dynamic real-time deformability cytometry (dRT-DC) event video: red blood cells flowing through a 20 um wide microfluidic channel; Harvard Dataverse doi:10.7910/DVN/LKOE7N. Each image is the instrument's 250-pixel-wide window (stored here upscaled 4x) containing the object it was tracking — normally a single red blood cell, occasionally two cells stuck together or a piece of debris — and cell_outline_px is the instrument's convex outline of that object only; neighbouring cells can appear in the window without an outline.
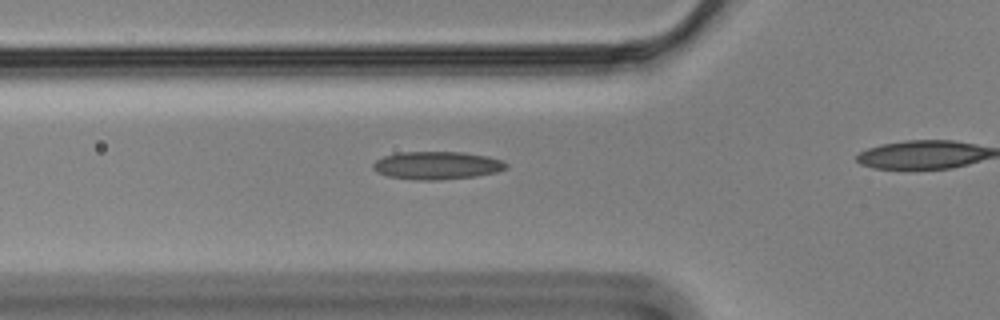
{"species": "Egyptian fruit bat (a non-hibernating species)", "species_latin": "Rousettus aegyptiacus", "temperature_condition": "cold", "stored_images_in_passage": 40, "camera_frame_rate_fps": 3000, "um_per_image_px": 0.085, "animal": {"sex": "male"}, "frame": {"image": 1, "passage_image": 14, "time_ms": 4.333, "image_size_px": [1000, 320], "cell_outline_px": [[508, 164], [504, 168], [496, 172], [476, 176], [440, 180], [416, 180], [388, 176], [376, 172], [372, 168], [372, 164], [376, 160], [384, 156], [396, 152], [464, 152], [488, 156], [504, 160]], "centroid_in_image_um": [37.12, 14.05], "position_along_channel_um": 88.7, "area_um2": 21.79}}
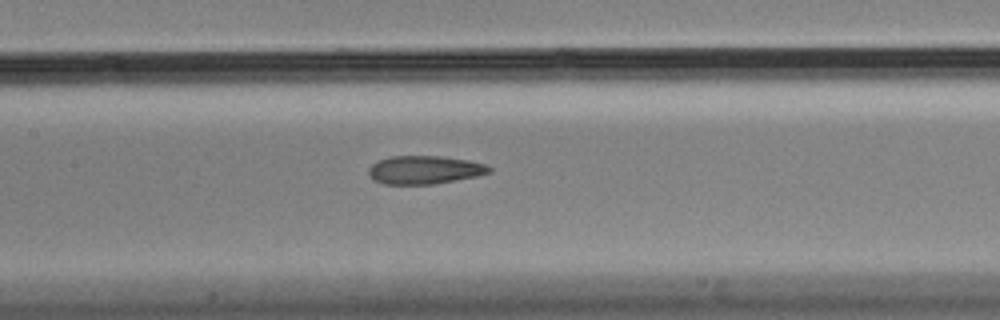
{"frame": {"image": 2, "passage_image": 21, "time_ms": 6.667, "image_size_px": [1000, 320], "cell_outline_px": [[492, 172], [476, 176], [456, 180], [432, 184], [384, 184], [372, 180], [368, 172], [368, 168], [372, 164], [380, 160], [392, 156], [440, 156], [468, 160], [484, 164], [492, 168]], "centroid_in_image_um": [36.07, 14.44], "position_along_channel_um": 171.3, "area_um2": 19.83}}
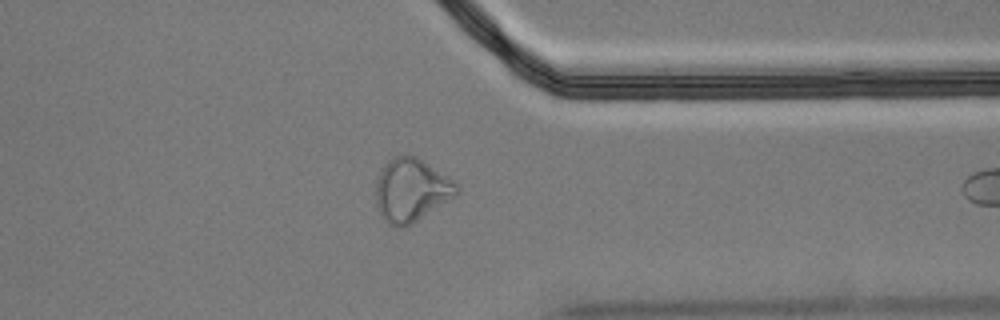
{"frame": {"image": 3, "passage_image": 39, "time_ms": 12.667, "image_size_px": [1000, 320], "cell_outline_px": [[460, 188], [456, 196], [404, 228], [392, 228], [384, 220], [376, 204], [376, 180], [384, 164], [392, 156], [408, 152], [416, 156], [448, 176]], "centroid_in_image_um": [34.93, 16.14], "position_along_channel_um": 376.5, "area_um2": 30.11}}